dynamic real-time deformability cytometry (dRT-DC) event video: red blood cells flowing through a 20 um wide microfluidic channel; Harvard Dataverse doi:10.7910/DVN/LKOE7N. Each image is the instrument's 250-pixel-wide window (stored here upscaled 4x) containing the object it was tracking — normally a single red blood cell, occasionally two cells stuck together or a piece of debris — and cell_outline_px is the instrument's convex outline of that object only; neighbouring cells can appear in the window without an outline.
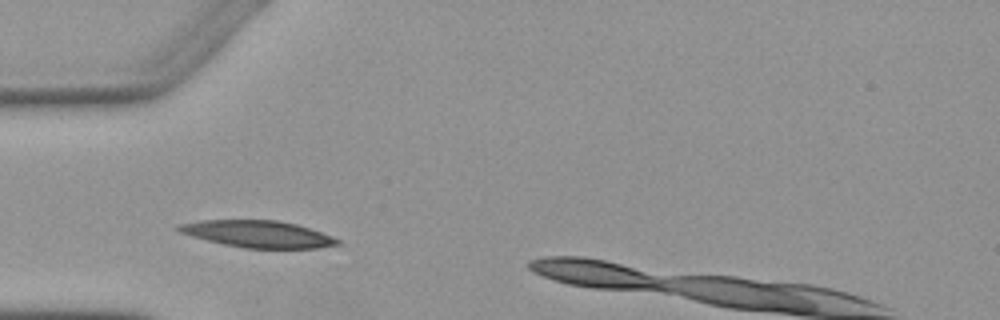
{"species": "Egyptian fruit bat (a non-hibernating species)", "species_latin": "Rousettus aegyptiacus", "temperature_condition": "warm", "stored_images_in_passage": 2, "camera_frame_rate_fps": 3000, "um_per_image_px": 0.085, "animal": {"sex": "female"}, "frame": {"image": 1, "passage_image": 1, "time_ms": 0.0, "image_size_px": [1000, 320], "cell_outline_px": [[340, 244], [316, 248], [244, 248], [224, 244], [192, 236], [180, 232], [172, 228], [180, 224], [200, 220], [276, 220], [296, 224], [332, 236], [340, 240]], "centroid_in_image_um": [21.89, 19.89], "position_along_channel_um": 63.1, "area_um2": 24.68}}